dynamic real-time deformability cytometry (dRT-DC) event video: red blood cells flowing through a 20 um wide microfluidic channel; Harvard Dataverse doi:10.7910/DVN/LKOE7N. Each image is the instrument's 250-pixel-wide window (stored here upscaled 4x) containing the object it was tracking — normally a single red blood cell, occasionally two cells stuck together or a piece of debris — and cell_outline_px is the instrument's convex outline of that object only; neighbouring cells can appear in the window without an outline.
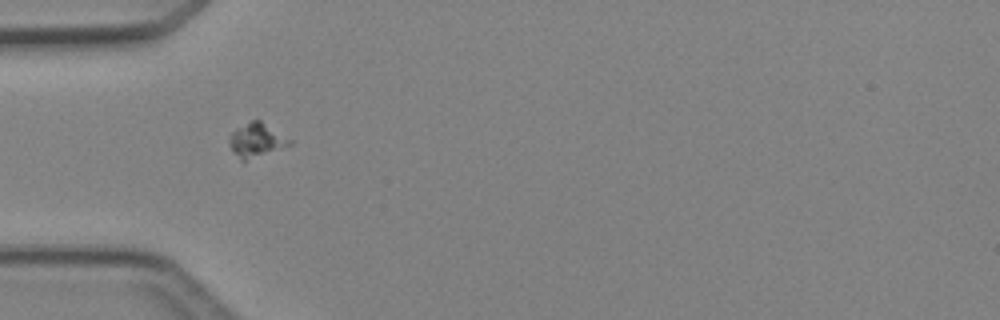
{"species": "Egyptian fruit bat (a non-hibernating species)", "species_latin": "Rousettus aegyptiacus", "temperature_condition": "cold", "stored_images_in_passage": 40, "camera_frame_rate_fps": 3000, "um_per_image_px": 0.085, "animal": {"sex": "female"}, "frame": {"image": 1, "passage_image": 7, "time_ms": 2.0, "image_size_px": [1000, 320], "cell_outline_px": [[292, 144], [244, 160], [240, 160], [232, 152], [228, 136], [236, 128], [252, 120], [260, 120], [292, 140]], "centroid_in_image_um": [21.77, 11.89], "position_along_channel_um": 63.2, "area_um2": 11.56}}
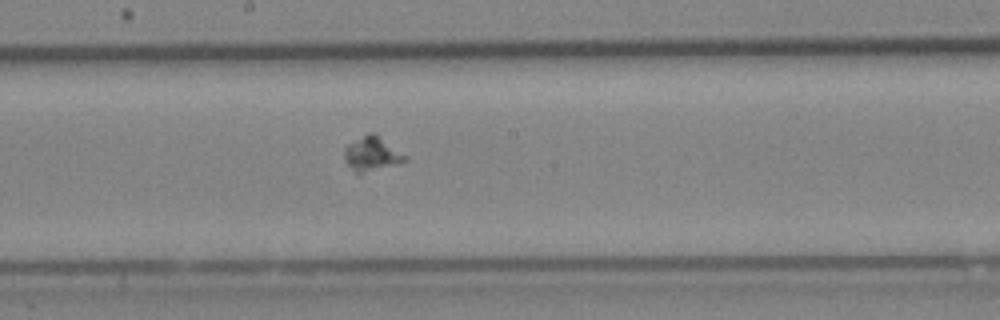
{"frame": {"image": 2, "passage_image": 18, "time_ms": 5.667, "image_size_px": [1000, 320], "cell_outline_px": [[408, 160], [396, 164], [360, 172], [356, 172], [344, 160], [344, 148], [348, 144], [368, 132], [376, 132], [408, 156]], "centroid_in_image_um": [31.64, 13.01], "position_along_channel_um": 216.6, "area_um2": 12.02}}
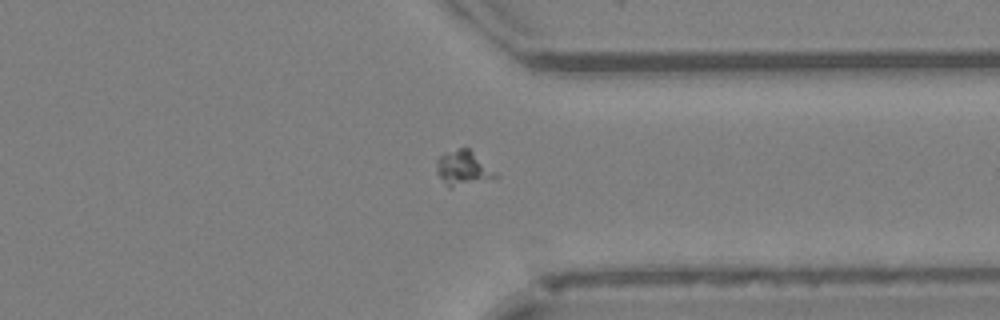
{"frame": {"image": 3, "passage_image": 29, "time_ms": 9.333, "image_size_px": [1000, 320], "cell_outline_px": [[500, 176], [448, 188], [436, 172], [436, 160], [444, 152], [456, 148], [468, 148], [496, 172]], "centroid_in_image_um": [39.31, 14.27], "position_along_channel_um": 372.1, "area_um2": 11.73}}